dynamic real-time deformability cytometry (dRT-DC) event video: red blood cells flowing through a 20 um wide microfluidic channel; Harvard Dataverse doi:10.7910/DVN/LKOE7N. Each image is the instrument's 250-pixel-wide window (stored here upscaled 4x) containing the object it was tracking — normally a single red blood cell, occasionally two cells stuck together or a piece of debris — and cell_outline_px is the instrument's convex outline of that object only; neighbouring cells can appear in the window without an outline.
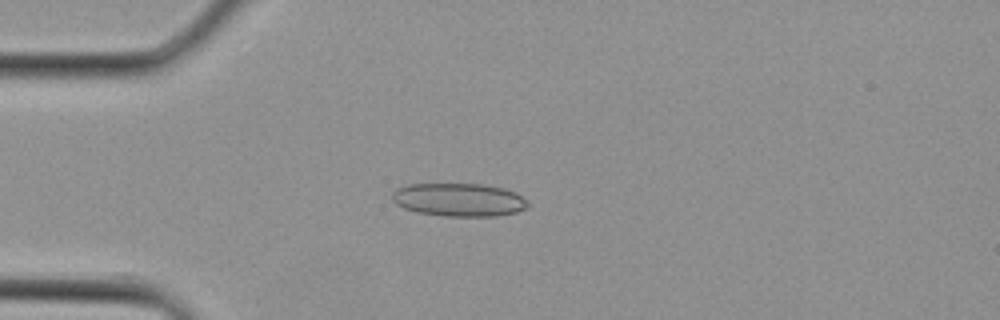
{"species": "Egyptian fruit bat (a non-hibernating species)", "species_latin": "Rousettus aegyptiacus", "temperature_condition": "cold", "stored_images_in_passage": 2, "camera_frame_rate_fps": 3000, "um_per_image_px": 0.085, "animal": {"sex": "female"}, "frame": {"image": 1, "passage_image": 2, "time_ms": 0.333, "image_size_px": [1000, 320], "cell_outline_px": [[528, 208], [516, 212], [496, 216], [444, 216], [416, 212], [404, 208], [396, 204], [392, 200], [392, 192], [396, 188], [408, 184], [480, 184], [504, 188], [516, 192], [528, 200]], "centroid_in_image_um": [39.01, 16.98], "position_along_channel_um": 46.0, "area_um2": 26.47}}